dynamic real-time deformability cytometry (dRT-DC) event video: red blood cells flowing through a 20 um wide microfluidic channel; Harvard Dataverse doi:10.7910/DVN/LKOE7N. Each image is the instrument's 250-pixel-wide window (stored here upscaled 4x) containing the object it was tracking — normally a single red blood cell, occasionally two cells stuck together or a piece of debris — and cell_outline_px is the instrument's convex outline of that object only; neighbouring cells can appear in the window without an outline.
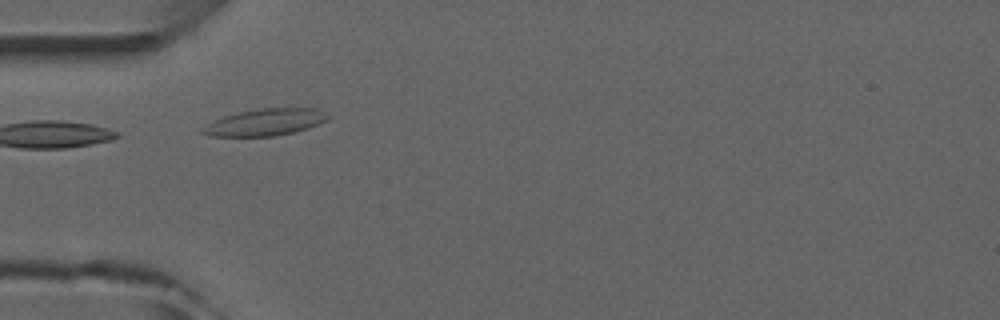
{"species": "common noctule bat (a hibernating species)", "species_latin": "Nyctalus noctula", "temperature_condition": "room temperature", "stored_images_in_passage": 4, "camera_frame_rate_fps": 3000, "um_per_image_px": 0.085, "animal": {"sex": "male", "forearm_length_mm": 52.5}, "frame": {"image": 1, "passage_image": 4, "time_ms": 3.333, "image_size_px": [1000, 320], "cell_outline_px": [[332, 116], [328, 120], [308, 128], [296, 132], [276, 136], [208, 136], [196, 132], [200, 128], [224, 116], [240, 112], [260, 108], [288, 104], [292, 104], [316, 108]], "centroid_in_image_um": [22.63, 10.34], "position_along_channel_um": 62.4, "area_um2": 20.63}}